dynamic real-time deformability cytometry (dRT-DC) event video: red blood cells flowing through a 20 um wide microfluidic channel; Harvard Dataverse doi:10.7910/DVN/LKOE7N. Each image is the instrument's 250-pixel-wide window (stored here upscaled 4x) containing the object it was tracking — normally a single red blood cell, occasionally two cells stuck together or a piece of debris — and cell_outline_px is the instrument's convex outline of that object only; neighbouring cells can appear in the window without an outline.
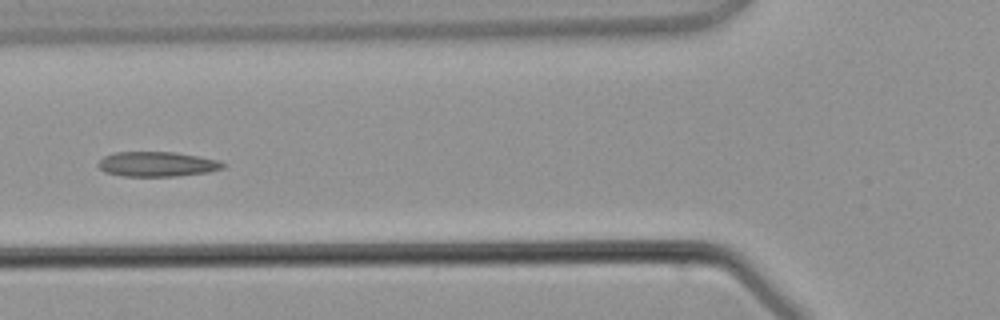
{"species": "common noctule bat (a hibernating species)", "species_latin": "Nyctalus noctula", "temperature_condition": "warm", "stored_images_in_passage": 5, "camera_frame_rate_fps": 3000, "um_per_image_px": 0.085, "animal": {"sex": "male", "body_mass_g": 21.5, "forearm_length_mm": 52.0}, "frame": {"image": 1, "passage_image": 5, "time_ms": 4.667, "image_size_px": [1000, 320], "cell_outline_px": [[228, 164], [224, 168], [208, 172], [176, 176], [120, 176], [104, 172], [96, 164], [104, 156], [116, 152], [176, 152], [200, 156], [220, 160]], "centroid_in_image_um": [13.39, 13.95], "position_along_channel_um": 112.4, "area_um2": 18.32}}